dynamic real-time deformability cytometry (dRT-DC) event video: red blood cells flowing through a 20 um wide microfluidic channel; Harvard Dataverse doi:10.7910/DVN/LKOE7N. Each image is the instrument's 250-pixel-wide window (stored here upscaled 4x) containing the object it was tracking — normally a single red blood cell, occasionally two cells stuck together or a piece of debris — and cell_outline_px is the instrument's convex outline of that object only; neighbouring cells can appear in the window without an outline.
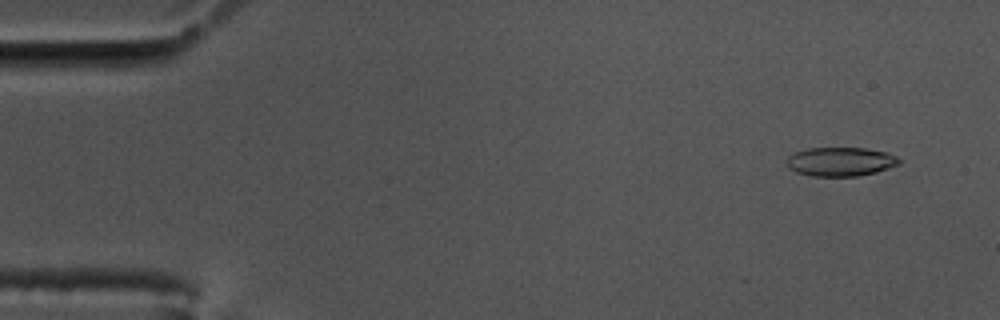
{"species": "common noctule bat (a hibernating species)", "species_latin": "Nyctalus noctula", "temperature_condition": "cold", "stored_images_in_passage": 58, "camera_frame_rate_fps": 3000, "um_per_image_px": 0.085, "animal": {"sex": "male", "body_mass_g": 17.5, "forearm_length_mm": 52.3}, "frame": {"image": 1, "passage_image": 4, "time_ms": 1.0, "image_size_px": [1000, 320], "cell_outline_px": [[900, 164], [876, 172], [860, 176], [812, 176], [796, 172], [788, 168], [784, 164], [784, 160], [788, 156], [796, 152], [808, 148], [864, 148], [888, 152], [896, 156], [900, 160]], "centroid_in_image_um": [71.41, 13.74], "position_along_channel_um": 13.6, "area_um2": 19.19}}
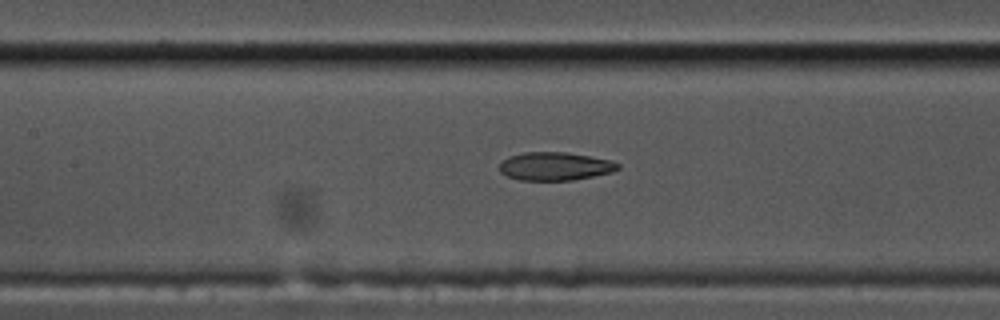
{"frame": {"image": 2, "passage_image": 26, "time_ms": 8.333, "image_size_px": [1000, 320], "cell_outline_px": [[620, 168], [612, 172], [572, 180], [520, 180], [508, 176], [500, 172], [500, 160], [508, 156], [524, 152], [564, 152], [612, 160], [620, 164]], "centroid_in_image_um": [47.16, 14.12], "position_along_channel_um": 160.2, "area_um2": 19.48}}
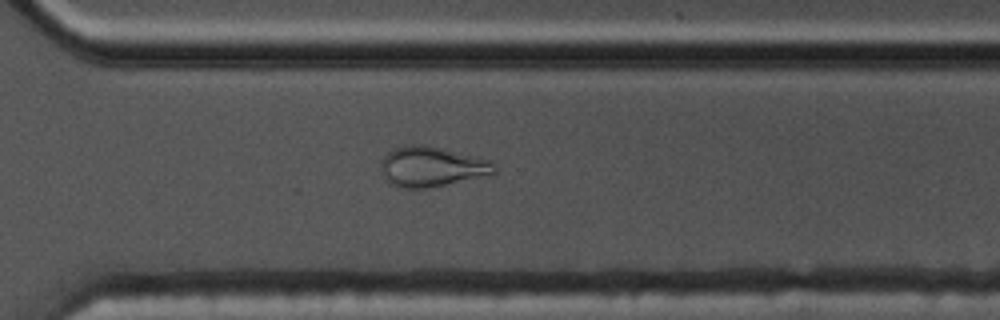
{"frame": {"image": 3, "passage_image": 41, "time_ms": 13.333, "image_size_px": [1000, 320], "cell_outline_px": [[496, 172], [492, 176], [424, 188], [400, 188], [392, 184], [388, 180], [380, 168], [380, 160], [388, 152], [396, 148], [408, 144], [424, 144], [480, 156], [492, 160], [496, 168]], "centroid_in_image_um": [36.77, 14.15], "position_along_channel_um": 333.8, "area_um2": 26.99}, "authors_computed_cell_mechanics": {"area_um2": 20.3745, "velocity_mm_per_s": 3.4823, "shape_relaxation_time_tau1_ms": null, "shape_relaxation_time_tau2_ms": 2.4117, "deformation_change_tau1": null, "deformation_change_tau2": 0.0906}}